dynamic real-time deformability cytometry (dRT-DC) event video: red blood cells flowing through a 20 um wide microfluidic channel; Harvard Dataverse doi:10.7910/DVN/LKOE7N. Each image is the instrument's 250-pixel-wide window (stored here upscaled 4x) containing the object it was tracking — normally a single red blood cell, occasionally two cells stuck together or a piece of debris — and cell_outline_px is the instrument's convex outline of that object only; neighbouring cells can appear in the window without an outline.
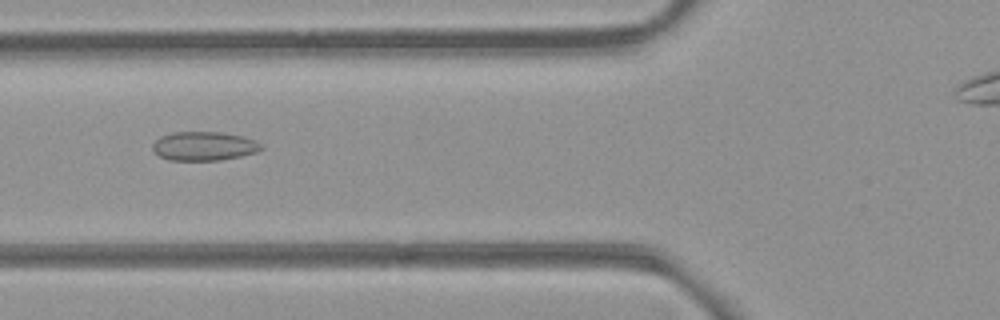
{"species": "common noctule bat (a hibernating species)", "species_latin": "Nyctalus noctula", "temperature_condition": "room temperature", "stored_images_in_passage": 39, "camera_frame_rate_fps": 3000, "um_per_image_px": 0.085, "animal": {"sex": "female", "body_mass_g": 21.9}, "frame": {"image": 1, "passage_image": 19, "time_ms": 6.0, "image_size_px": [1000, 320], "cell_outline_px": [[264, 148], [256, 152], [240, 156], [220, 160], [168, 160], [152, 152], [152, 144], [160, 136], [172, 132], [220, 132], [244, 136], [256, 140], [264, 144]], "centroid_in_image_um": [17.35, 12.41], "position_along_channel_um": 108.5, "area_um2": 18.55}}
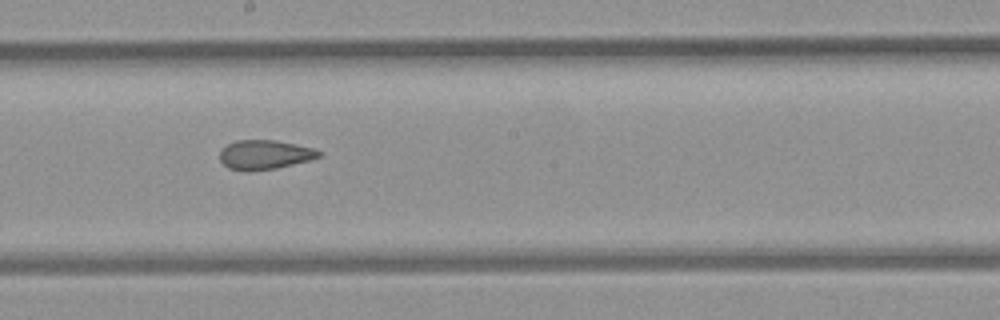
{"frame": {"image": 2, "passage_image": 28, "time_ms": 9.0, "image_size_px": [1000, 320], "cell_outline_px": [[324, 152], [320, 156], [308, 160], [276, 168], [228, 168], [220, 160], [220, 152], [228, 144], [236, 140], [276, 140], [296, 144], [312, 148]], "centroid_in_image_um": [22.54, 13.1], "position_along_channel_um": 225.7, "area_um2": 16.18}}
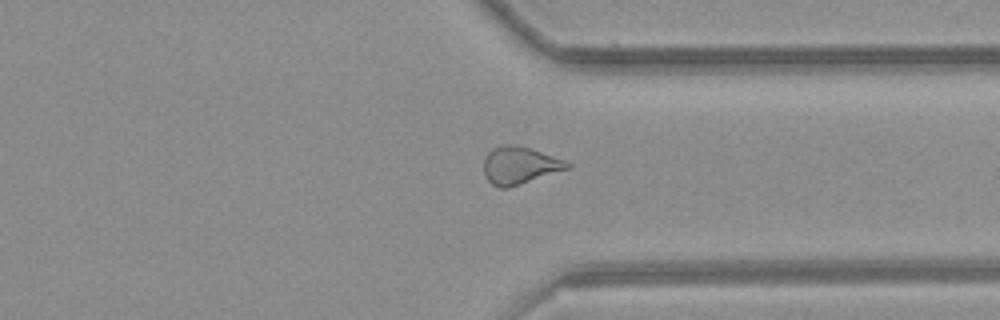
{"frame": {"image": 3, "passage_image": 39, "time_ms": 12.667, "image_size_px": [1000, 320], "cell_outline_px": [[572, 168], [508, 188], [500, 188], [492, 184], [484, 176], [484, 156], [492, 148], [500, 144], [516, 144], [568, 160], [572, 164]], "centroid_in_image_um": [44.2, 14.05], "position_along_channel_um": 367.2, "area_um2": 18.67}, "authors_computed_cell_mechanics": {"area_um2": 18.5538, "velocity_mm_per_s": 3.8886, "shape_relaxation_time_tau1_ms": null, "shape_relaxation_time_tau2_ms": 2.7053, "deformation_change_tau1": null, "deformation_change_tau2": 0.0814}}